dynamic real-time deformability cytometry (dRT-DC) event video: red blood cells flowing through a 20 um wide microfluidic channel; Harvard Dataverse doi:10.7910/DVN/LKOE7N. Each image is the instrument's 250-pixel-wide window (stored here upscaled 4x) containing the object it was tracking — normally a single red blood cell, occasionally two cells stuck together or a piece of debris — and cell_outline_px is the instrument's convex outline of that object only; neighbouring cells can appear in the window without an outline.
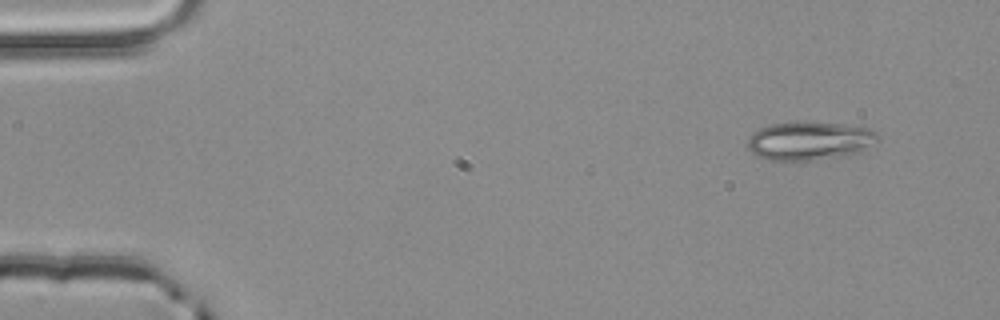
{"species": "common noctule bat (a hibernating species)", "species_latin": "Nyctalus noctula", "temperature_condition": "room temperature", "stored_images_in_passage": 3, "camera_frame_rate_fps": 3000, "um_per_image_px": 0.085, "animal": {"sex": "male", "body_mass_g": 20.4}, "frame": {"image": 1, "passage_image": 1, "time_ms": 0.0, "image_size_px": [1000, 320], "cell_outline_px": [[880, 140], [876, 144], [864, 152], [840, 156], [808, 160], [772, 160], [756, 156], [748, 148], [748, 136], [752, 132], [760, 128], [772, 124], [796, 120], [800, 120], [840, 124], [868, 128], [880, 136]], "centroid_in_image_um": [68.84, 11.95], "position_along_channel_um": 16.2, "area_um2": 29.71}}